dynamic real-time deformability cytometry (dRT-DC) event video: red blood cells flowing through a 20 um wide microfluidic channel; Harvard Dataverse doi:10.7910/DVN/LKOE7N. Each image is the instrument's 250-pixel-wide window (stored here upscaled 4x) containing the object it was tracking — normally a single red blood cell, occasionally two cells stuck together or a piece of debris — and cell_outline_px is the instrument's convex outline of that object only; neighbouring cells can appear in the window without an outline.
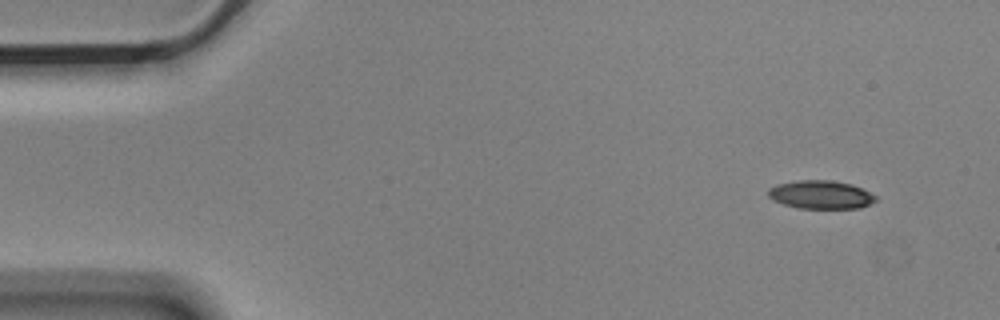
{"species": "Egyptian fruit bat (a non-hibernating species)", "species_latin": "Rousettus aegyptiacus", "temperature_condition": "cold", "stored_images_in_passage": 4, "camera_frame_rate_fps": 3000, "um_per_image_px": 0.085, "animal": {"sex": "male"}, "frame": {"image": 1, "passage_image": 1, "time_ms": 0.0, "image_size_px": [1000, 320], "cell_outline_px": [[876, 200], [860, 208], [796, 208], [772, 200], [768, 196], [768, 188], [776, 184], [800, 180], [832, 180], [852, 184], [876, 196]], "centroid_in_image_um": [69.72, 16.54], "position_along_channel_um": 15.3, "area_um2": 17.69}}
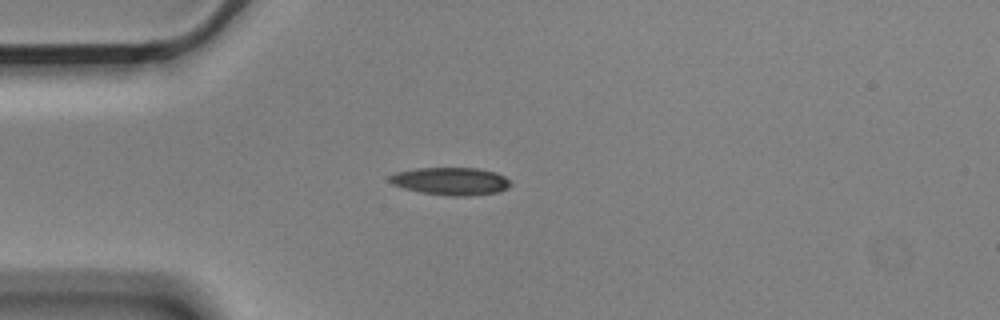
{"frame": {"image": 2, "passage_image": 4, "time_ms": 1.0, "image_size_px": [1000, 320], "cell_outline_px": [[512, 184], [508, 188], [496, 192], [468, 196], [448, 196], [420, 192], [404, 188], [392, 184], [388, 180], [388, 176], [396, 172], [416, 168], [480, 168], [496, 172], [504, 176]], "centroid_in_image_um": [38.3, 15.4], "position_along_channel_um": 46.7, "area_um2": 19.59}}